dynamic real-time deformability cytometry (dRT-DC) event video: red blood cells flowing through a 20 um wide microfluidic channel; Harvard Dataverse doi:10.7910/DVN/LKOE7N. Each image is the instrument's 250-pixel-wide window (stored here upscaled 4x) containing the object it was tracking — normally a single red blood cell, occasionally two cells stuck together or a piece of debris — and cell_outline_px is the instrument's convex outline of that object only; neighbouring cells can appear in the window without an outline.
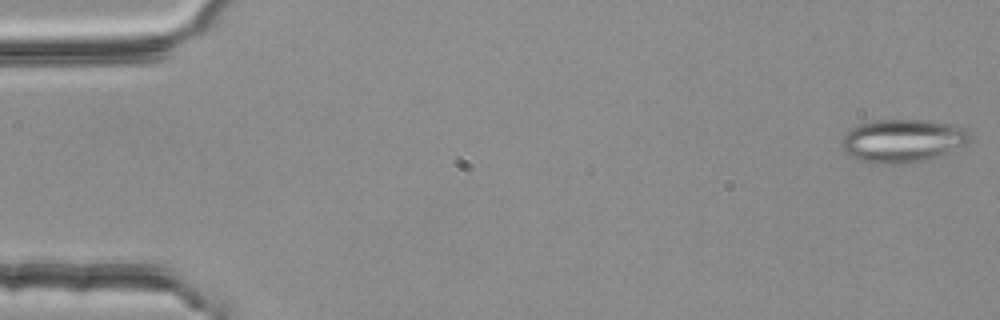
{"species": "common noctule bat (a hibernating species)", "species_latin": "Nyctalus noctula", "temperature_condition": "room temperature", "stored_images_in_passage": 54, "camera_frame_rate_fps": 3000, "um_per_image_px": 0.085, "animal": {"sex": "female", "body_mass_g": 25.1}, "frame": {"image": 1, "passage_image": 1, "time_ms": 0.0, "image_size_px": [1000, 320], "cell_outline_px": [[972, 140], [968, 144], [936, 156], [924, 160], [896, 164], [860, 160], [852, 156], [840, 148], [844, 136], [852, 128], [860, 124], [872, 120], [924, 120], [952, 124], [968, 132], [972, 136]], "centroid_in_image_um": [76.74, 11.94], "position_along_channel_um": 8.3, "area_um2": 31.67}}
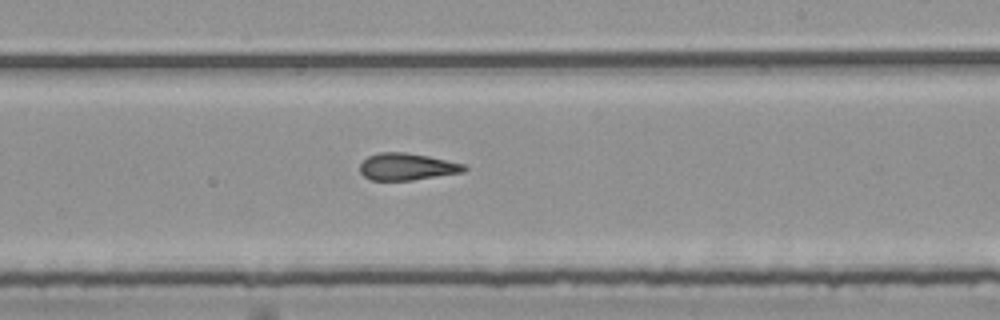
{"frame": {"image": 2, "passage_image": 32, "time_ms": 10.333, "image_size_px": [1000, 320], "cell_outline_px": [[468, 168], [464, 172], [412, 180], [372, 180], [364, 176], [360, 172], [360, 164], [368, 156], [380, 152], [404, 152], [428, 156], [464, 164]], "centroid_in_image_um": [34.59, 14.17], "position_along_channel_um": 254.4, "area_um2": 16.3}}
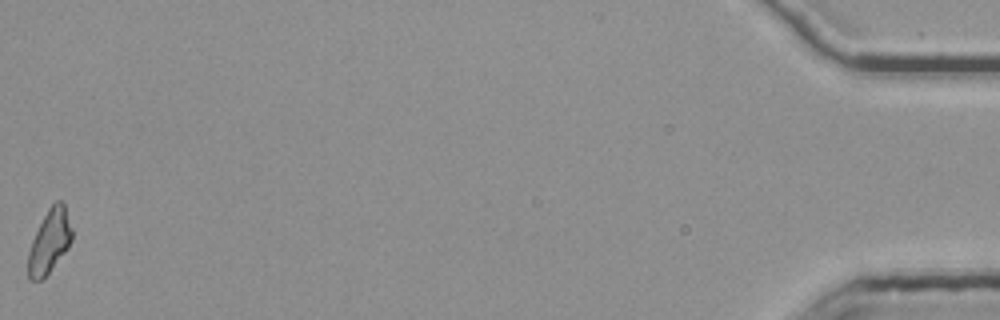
{"frame": {"image": 3, "passage_image": 54, "time_ms": 17.667, "image_size_px": [1000, 320], "cell_outline_px": [[72, 240], [68, 248], [48, 272], [40, 280], [28, 280], [28, 252], [32, 240], [48, 208], [56, 200], [60, 200], [64, 204], [72, 228]], "centroid_in_image_um": [4.21, 20.5], "position_along_channel_um": 431.0, "area_um2": 15.95}, "authors_computed_cell_mechanics": {"area_um2": 16.7909, "velocity_mm_per_s": 3.8013, "shape_relaxation_time_tau1_ms": null, "shape_relaxation_time_tau2_ms": 3.1386, "deformation_change_tau1": null, "deformation_change_tau2": 0.1329}}